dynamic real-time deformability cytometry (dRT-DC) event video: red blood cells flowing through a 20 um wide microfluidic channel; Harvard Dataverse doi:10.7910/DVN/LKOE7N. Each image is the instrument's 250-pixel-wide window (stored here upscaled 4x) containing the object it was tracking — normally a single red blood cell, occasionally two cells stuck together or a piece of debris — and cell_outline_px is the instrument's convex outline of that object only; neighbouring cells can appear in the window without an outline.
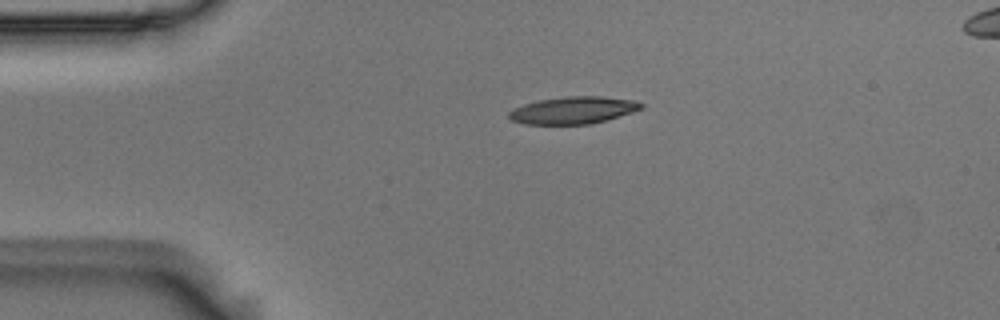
{"species": "Egyptian fruit bat (a non-hibernating species)", "species_latin": "Rousettus aegyptiacus", "temperature_condition": "room temperature", "stored_images_in_passage": 3, "segment_of_instrument_passage": [1, 2], "camera_frame_rate_fps": 3000, "um_per_image_px": 0.085, "animal": {"sex": "male"}, "frame": {"image": 1, "passage_image": 1, "time_ms": 0.0, "image_size_px": [1000, 320], "cell_outline_px": [[644, 108], [608, 120], [588, 124], [524, 124], [512, 120], [508, 116], [508, 112], [524, 104], [540, 100], [568, 96], [600, 96], [632, 100], [644, 104]], "centroid_in_image_um": [48.75, 9.37], "position_along_channel_um": 36.3, "area_um2": 20.81}}